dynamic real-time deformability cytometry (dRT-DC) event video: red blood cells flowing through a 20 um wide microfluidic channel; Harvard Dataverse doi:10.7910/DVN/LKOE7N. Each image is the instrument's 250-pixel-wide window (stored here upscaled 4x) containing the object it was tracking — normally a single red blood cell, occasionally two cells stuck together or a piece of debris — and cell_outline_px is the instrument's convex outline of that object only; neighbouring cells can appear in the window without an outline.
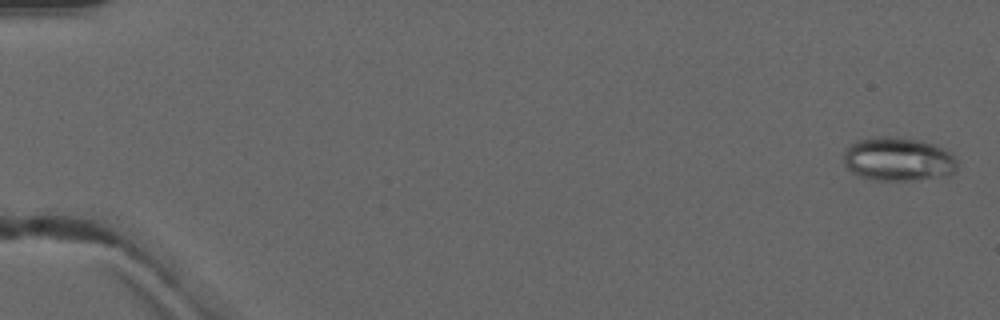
{"species": "common noctule bat (a hibernating species)", "species_latin": "Nyctalus noctula", "temperature_condition": "warm", "stored_images_in_passage": 5, "camera_frame_rate_fps": 3000, "um_per_image_px": 0.085, "animal": {"sex": "male", "forearm_length_mm": 52.5}, "frame": {"image": 1, "passage_image": 1, "time_ms": 0.0, "image_size_px": [1000, 320], "cell_outline_px": [[956, 168], [948, 176], [908, 180], [872, 180], [860, 176], [852, 172], [844, 164], [844, 152], [856, 140], [876, 136], [892, 136], [920, 140], [932, 144], [948, 152], [956, 160]], "centroid_in_image_um": [76.3, 13.53], "position_along_channel_um": 8.7, "area_um2": 28.73}}